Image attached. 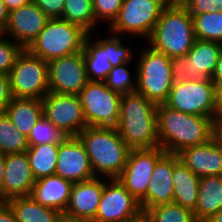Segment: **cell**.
Here are the masks:
<instances>
[{
	"label": "cell",
	"mask_w": 222,
	"mask_h": 222,
	"mask_svg": "<svg viewBox=\"0 0 222 222\" xmlns=\"http://www.w3.org/2000/svg\"><path fill=\"white\" fill-rule=\"evenodd\" d=\"M58 222H95L93 219L71 215L67 212H62L59 215Z\"/></svg>",
	"instance_id": "obj_44"
},
{
	"label": "cell",
	"mask_w": 222,
	"mask_h": 222,
	"mask_svg": "<svg viewBox=\"0 0 222 222\" xmlns=\"http://www.w3.org/2000/svg\"><path fill=\"white\" fill-rule=\"evenodd\" d=\"M5 113L14 126L28 137L34 125L43 116L42 99L13 97Z\"/></svg>",
	"instance_id": "obj_25"
},
{
	"label": "cell",
	"mask_w": 222,
	"mask_h": 222,
	"mask_svg": "<svg viewBox=\"0 0 222 222\" xmlns=\"http://www.w3.org/2000/svg\"><path fill=\"white\" fill-rule=\"evenodd\" d=\"M87 126L116 127L120 118L122 95L105 82L89 81L78 94Z\"/></svg>",
	"instance_id": "obj_8"
},
{
	"label": "cell",
	"mask_w": 222,
	"mask_h": 222,
	"mask_svg": "<svg viewBox=\"0 0 222 222\" xmlns=\"http://www.w3.org/2000/svg\"><path fill=\"white\" fill-rule=\"evenodd\" d=\"M29 147L27 137L23 135L9 119L6 113L0 114V153H22Z\"/></svg>",
	"instance_id": "obj_30"
},
{
	"label": "cell",
	"mask_w": 222,
	"mask_h": 222,
	"mask_svg": "<svg viewBox=\"0 0 222 222\" xmlns=\"http://www.w3.org/2000/svg\"><path fill=\"white\" fill-rule=\"evenodd\" d=\"M9 75L12 96L42 99L49 92L48 62L23 49Z\"/></svg>",
	"instance_id": "obj_7"
},
{
	"label": "cell",
	"mask_w": 222,
	"mask_h": 222,
	"mask_svg": "<svg viewBox=\"0 0 222 222\" xmlns=\"http://www.w3.org/2000/svg\"><path fill=\"white\" fill-rule=\"evenodd\" d=\"M148 40L170 58L187 55L195 41L192 15L183 5L166 6Z\"/></svg>",
	"instance_id": "obj_4"
},
{
	"label": "cell",
	"mask_w": 222,
	"mask_h": 222,
	"mask_svg": "<svg viewBox=\"0 0 222 222\" xmlns=\"http://www.w3.org/2000/svg\"><path fill=\"white\" fill-rule=\"evenodd\" d=\"M118 36L114 34L107 38V56L113 67L129 63L133 58L131 50L122 45V41Z\"/></svg>",
	"instance_id": "obj_36"
},
{
	"label": "cell",
	"mask_w": 222,
	"mask_h": 222,
	"mask_svg": "<svg viewBox=\"0 0 222 222\" xmlns=\"http://www.w3.org/2000/svg\"><path fill=\"white\" fill-rule=\"evenodd\" d=\"M165 154L160 146L150 149H130L127 163L117 179L138 202L147 194L155 165Z\"/></svg>",
	"instance_id": "obj_13"
},
{
	"label": "cell",
	"mask_w": 222,
	"mask_h": 222,
	"mask_svg": "<svg viewBox=\"0 0 222 222\" xmlns=\"http://www.w3.org/2000/svg\"><path fill=\"white\" fill-rule=\"evenodd\" d=\"M146 213L151 222H197L192 210L175 203L153 206Z\"/></svg>",
	"instance_id": "obj_32"
},
{
	"label": "cell",
	"mask_w": 222,
	"mask_h": 222,
	"mask_svg": "<svg viewBox=\"0 0 222 222\" xmlns=\"http://www.w3.org/2000/svg\"><path fill=\"white\" fill-rule=\"evenodd\" d=\"M35 179L26 152L5 154L2 202L31 195Z\"/></svg>",
	"instance_id": "obj_18"
},
{
	"label": "cell",
	"mask_w": 222,
	"mask_h": 222,
	"mask_svg": "<svg viewBox=\"0 0 222 222\" xmlns=\"http://www.w3.org/2000/svg\"><path fill=\"white\" fill-rule=\"evenodd\" d=\"M183 6L190 14L222 12V0H185Z\"/></svg>",
	"instance_id": "obj_38"
},
{
	"label": "cell",
	"mask_w": 222,
	"mask_h": 222,
	"mask_svg": "<svg viewBox=\"0 0 222 222\" xmlns=\"http://www.w3.org/2000/svg\"><path fill=\"white\" fill-rule=\"evenodd\" d=\"M165 104L180 112L214 119L216 86L210 79L173 83Z\"/></svg>",
	"instance_id": "obj_11"
},
{
	"label": "cell",
	"mask_w": 222,
	"mask_h": 222,
	"mask_svg": "<svg viewBox=\"0 0 222 222\" xmlns=\"http://www.w3.org/2000/svg\"><path fill=\"white\" fill-rule=\"evenodd\" d=\"M149 47L139 56L136 91L156 105L165 104L173 87L171 58Z\"/></svg>",
	"instance_id": "obj_6"
},
{
	"label": "cell",
	"mask_w": 222,
	"mask_h": 222,
	"mask_svg": "<svg viewBox=\"0 0 222 222\" xmlns=\"http://www.w3.org/2000/svg\"><path fill=\"white\" fill-rule=\"evenodd\" d=\"M222 209V176L200 178L196 208L193 211L197 222H205Z\"/></svg>",
	"instance_id": "obj_24"
},
{
	"label": "cell",
	"mask_w": 222,
	"mask_h": 222,
	"mask_svg": "<svg viewBox=\"0 0 222 222\" xmlns=\"http://www.w3.org/2000/svg\"><path fill=\"white\" fill-rule=\"evenodd\" d=\"M9 13L10 12L5 6V3L3 2V0H0V34H2L3 30L5 29L7 25Z\"/></svg>",
	"instance_id": "obj_45"
},
{
	"label": "cell",
	"mask_w": 222,
	"mask_h": 222,
	"mask_svg": "<svg viewBox=\"0 0 222 222\" xmlns=\"http://www.w3.org/2000/svg\"><path fill=\"white\" fill-rule=\"evenodd\" d=\"M103 190L104 181L98 177L74 183L65 212L94 220Z\"/></svg>",
	"instance_id": "obj_21"
},
{
	"label": "cell",
	"mask_w": 222,
	"mask_h": 222,
	"mask_svg": "<svg viewBox=\"0 0 222 222\" xmlns=\"http://www.w3.org/2000/svg\"><path fill=\"white\" fill-rule=\"evenodd\" d=\"M124 222H151L149 215L144 212L141 211L137 216H135L134 218L125 220Z\"/></svg>",
	"instance_id": "obj_49"
},
{
	"label": "cell",
	"mask_w": 222,
	"mask_h": 222,
	"mask_svg": "<svg viewBox=\"0 0 222 222\" xmlns=\"http://www.w3.org/2000/svg\"><path fill=\"white\" fill-rule=\"evenodd\" d=\"M195 39L222 44V12L191 14Z\"/></svg>",
	"instance_id": "obj_29"
},
{
	"label": "cell",
	"mask_w": 222,
	"mask_h": 222,
	"mask_svg": "<svg viewBox=\"0 0 222 222\" xmlns=\"http://www.w3.org/2000/svg\"><path fill=\"white\" fill-rule=\"evenodd\" d=\"M91 41L89 33L84 41L83 57L89 81L104 82L108 73L113 68L107 56V38Z\"/></svg>",
	"instance_id": "obj_26"
},
{
	"label": "cell",
	"mask_w": 222,
	"mask_h": 222,
	"mask_svg": "<svg viewBox=\"0 0 222 222\" xmlns=\"http://www.w3.org/2000/svg\"><path fill=\"white\" fill-rule=\"evenodd\" d=\"M68 135L60 128H56L49 120L42 116L32 128L27 140L29 146L38 144H60Z\"/></svg>",
	"instance_id": "obj_33"
},
{
	"label": "cell",
	"mask_w": 222,
	"mask_h": 222,
	"mask_svg": "<svg viewBox=\"0 0 222 222\" xmlns=\"http://www.w3.org/2000/svg\"><path fill=\"white\" fill-rule=\"evenodd\" d=\"M116 128L130 149L160 146L157 136V105L137 91L122 95Z\"/></svg>",
	"instance_id": "obj_2"
},
{
	"label": "cell",
	"mask_w": 222,
	"mask_h": 222,
	"mask_svg": "<svg viewBox=\"0 0 222 222\" xmlns=\"http://www.w3.org/2000/svg\"><path fill=\"white\" fill-rule=\"evenodd\" d=\"M173 154L166 153L155 165L150 179L147 194L139 201L141 210L146 212L149 208L173 203Z\"/></svg>",
	"instance_id": "obj_20"
},
{
	"label": "cell",
	"mask_w": 222,
	"mask_h": 222,
	"mask_svg": "<svg viewBox=\"0 0 222 222\" xmlns=\"http://www.w3.org/2000/svg\"><path fill=\"white\" fill-rule=\"evenodd\" d=\"M32 0H3L8 11L11 12L23 5L29 4Z\"/></svg>",
	"instance_id": "obj_46"
},
{
	"label": "cell",
	"mask_w": 222,
	"mask_h": 222,
	"mask_svg": "<svg viewBox=\"0 0 222 222\" xmlns=\"http://www.w3.org/2000/svg\"><path fill=\"white\" fill-rule=\"evenodd\" d=\"M55 175L73 184L95 178L88 154L77 136H68L59 144Z\"/></svg>",
	"instance_id": "obj_16"
},
{
	"label": "cell",
	"mask_w": 222,
	"mask_h": 222,
	"mask_svg": "<svg viewBox=\"0 0 222 222\" xmlns=\"http://www.w3.org/2000/svg\"><path fill=\"white\" fill-rule=\"evenodd\" d=\"M42 105L43 116L68 136H77L87 127L78 95L48 92Z\"/></svg>",
	"instance_id": "obj_12"
},
{
	"label": "cell",
	"mask_w": 222,
	"mask_h": 222,
	"mask_svg": "<svg viewBox=\"0 0 222 222\" xmlns=\"http://www.w3.org/2000/svg\"><path fill=\"white\" fill-rule=\"evenodd\" d=\"M210 80L215 86L222 84V51L220 52L218 62Z\"/></svg>",
	"instance_id": "obj_43"
},
{
	"label": "cell",
	"mask_w": 222,
	"mask_h": 222,
	"mask_svg": "<svg viewBox=\"0 0 222 222\" xmlns=\"http://www.w3.org/2000/svg\"><path fill=\"white\" fill-rule=\"evenodd\" d=\"M4 167H5V154L0 153V202H2Z\"/></svg>",
	"instance_id": "obj_48"
},
{
	"label": "cell",
	"mask_w": 222,
	"mask_h": 222,
	"mask_svg": "<svg viewBox=\"0 0 222 222\" xmlns=\"http://www.w3.org/2000/svg\"><path fill=\"white\" fill-rule=\"evenodd\" d=\"M59 144L29 146L26 154L35 181L55 175Z\"/></svg>",
	"instance_id": "obj_28"
},
{
	"label": "cell",
	"mask_w": 222,
	"mask_h": 222,
	"mask_svg": "<svg viewBox=\"0 0 222 222\" xmlns=\"http://www.w3.org/2000/svg\"><path fill=\"white\" fill-rule=\"evenodd\" d=\"M166 6H182L185 0H161Z\"/></svg>",
	"instance_id": "obj_50"
},
{
	"label": "cell",
	"mask_w": 222,
	"mask_h": 222,
	"mask_svg": "<svg viewBox=\"0 0 222 222\" xmlns=\"http://www.w3.org/2000/svg\"><path fill=\"white\" fill-rule=\"evenodd\" d=\"M177 155L179 160L200 178L222 176V148L214 137L204 144L185 148Z\"/></svg>",
	"instance_id": "obj_19"
},
{
	"label": "cell",
	"mask_w": 222,
	"mask_h": 222,
	"mask_svg": "<svg viewBox=\"0 0 222 222\" xmlns=\"http://www.w3.org/2000/svg\"><path fill=\"white\" fill-rule=\"evenodd\" d=\"M23 48L0 34V74L8 75Z\"/></svg>",
	"instance_id": "obj_35"
},
{
	"label": "cell",
	"mask_w": 222,
	"mask_h": 222,
	"mask_svg": "<svg viewBox=\"0 0 222 222\" xmlns=\"http://www.w3.org/2000/svg\"><path fill=\"white\" fill-rule=\"evenodd\" d=\"M0 222H17L13 211L5 202H0Z\"/></svg>",
	"instance_id": "obj_42"
},
{
	"label": "cell",
	"mask_w": 222,
	"mask_h": 222,
	"mask_svg": "<svg viewBox=\"0 0 222 222\" xmlns=\"http://www.w3.org/2000/svg\"><path fill=\"white\" fill-rule=\"evenodd\" d=\"M50 19L61 18L65 0H32Z\"/></svg>",
	"instance_id": "obj_39"
},
{
	"label": "cell",
	"mask_w": 222,
	"mask_h": 222,
	"mask_svg": "<svg viewBox=\"0 0 222 222\" xmlns=\"http://www.w3.org/2000/svg\"><path fill=\"white\" fill-rule=\"evenodd\" d=\"M214 122H222V84L216 86V105Z\"/></svg>",
	"instance_id": "obj_41"
},
{
	"label": "cell",
	"mask_w": 222,
	"mask_h": 222,
	"mask_svg": "<svg viewBox=\"0 0 222 222\" xmlns=\"http://www.w3.org/2000/svg\"><path fill=\"white\" fill-rule=\"evenodd\" d=\"M61 19L77 24L91 33L96 24L92 0H65Z\"/></svg>",
	"instance_id": "obj_31"
},
{
	"label": "cell",
	"mask_w": 222,
	"mask_h": 222,
	"mask_svg": "<svg viewBox=\"0 0 222 222\" xmlns=\"http://www.w3.org/2000/svg\"><path fill=\"white\" fill-rule=\"evenodd\" d=\"M166 5L161 0H123L118 16L109 28L117 35L130 33L149 39Z\"/></svg>",
	"instance_id": "obj_10"
},
{
	"label": "cell",
	"mask_w": 222,
	"mask_h": 222,
	"mask_svg": "<svg viewBox=\"0 0 222 222\" xmlns=\"http://www.w3.org/2000/svg\"><path fill=\"white\" fill-rule=\"evenodd\" d=\"M88 34L77 24L61 18L49 19L27 50L49 62L82 51Z\"/></svg>",
	"instance_id": "obj_5"
},
{
	"label": "cell",
	"mask_w": 222,
	"mask_h": 222,
	"mask_svg": "<svg viewBox=\"0 0 222 222\" xmlns=\"http://www.w3.org/2000/svg\"><path fill=\"white\" fill-rule=\"evenodd\" d=\"M205 222H222V209L218 211L216 214L212 215Z\"/></svg>",
	"instance_id": "obj_51"
},
{
	"label": "cell",
	"mask_w": 222,
	"mask_h": 222,
	"mask_svg": "<svg viewBox=\"0 0 222 222\" xmlns=\"http://www.w3.org/2000/svg\"><path fill=\"white\" fill-rule=\"evenodd\" d=\"M123 0H92L96 22L106 20L110 25L118 16Z\"/></svg>",
	"instance_id": "obj_37"
},
{
	"label": "cell",
	"mask_w": 222,
	"mask_h": 222,
	"mask_svg": "<svg viewBox=\"0 0 222 222\" xmlns=\"http://www.w3.org/2000/svg\"><path fill=\"white\" fill-rule=\"evenodd\" d=\"M49 92L78 95L89 82L83 52L48 62Z\"/></svg>",
	"instance_id": "obj_14"
},
{
	"label": "cell",
	"mask_w": 222,
	"mask_h": 222,
	"mask_svg": "<svg viewBox=\"0 0 222 222\" xmlns=\"http://www.w3.org/2000/svg\"><path fill=\"white\" fill-rule=\"evenodd\" d=\"M17 222H58L60 212L38 204L30 195L5 201Z\"/></svg>",
	"instance_id": "obj_27"
},
{
	"label": "cell",
	"mask_w": 222,
	"mask_h": 222,
	"mask_svg": "<svg viewBox=\"0 0 222 222\" xmlns=\"http://www.w3.org/2000/svg\"><path fill=\"white\" fill-rule=\"evenodd\" d=\"M50 18L33 2L9 13L2 35L8 34L23 49H27Z\"/></svg>",
	"instance_id": "obj_17"
},
{
	"label": "cell",
	"mask_w": 222,
	"mask_h": 222,
	"mask_svg": "<svg viewBox=\"0 0 222 222\" xmlns=\"http://www.w3.org/2000/svg\"><path fill=\"white\" fill-rule=\"evenodd\" d=\"M173 203L182 207L195 210L199 193L200 177L193 174L178 158L173 154Z\"/></svg>",
	"instance_id": "obj_23"
},
{
	"label": "cell",
	"mask_w": 222,
	"mask_h": 222,
	"mask_svg": "<svg viewBox=\"0 0 222 222\" xmlns=\"http://www.w3.org/2000/svg\"><path fill=\"white\" fill-rule=\"evenodd\" d=\"M12 98L9 75L0 74V114L5 113Z\"/></svg>",
	"instance_id": "obj_40"
},
{
	"label": "cell",
	"mask_w": 222,
	"mask_h": 222,
	"mask_svg": "<svg viewBox=\"0 0 222 222\" xmlns=\"http://www.w3.org/2000/svg\"><path fill=\"white\" fill-rule=\"evenodd\" d=\"M124 63L118 66L113 67L105 79L106 86L114 92H117L121 95L134 92L137 89V77L136 83L131 81V76L129 70Z\"/></svg>",
	"instance_id": "obj_34"
},
{
	"label": "cell",
	"mask_w": 222,
	"mask_h": 222,
	"mask_svg": "<svg viewBox=\"0 0 222 222\" xmlns=\"http://www.w3.org/2000/svg\"><path fill=\"white\" fill-rule=\"evenodd\" d=\"M139 202L117 179L104 181V190L95 215V222H124L141 212Z\"/></svg>",
	"instance_id": "obj_15"
},
{
	"label": "cell",
	"mask_w": 222,
	"mask_h": 222,
	"mask_svg": "<svg viewBox=\"0 0 222 222\" xmlns=\"http://www.w3.org/2000/svg\"><path fill=\"white\" fill-rule=\"evenodd\" d=\"M157 136L160 147L169 154L201 145L214 137V119L187 114L157 105Z\"/></svg>",
	"instance_id": "obj_1"
},
{
	"label": "cell",
	"mask_w": 222,
	"mask_h": 222,
	"mask_svg": "<svg viewBox=\"0 0 222 222\" xmlns=\"http://www.w3.org/2000/svg\"><path fill=\"white\" fill-rule=\"evenodd\" d=\"M214 138L222 148V122H214Z\"/></svg>",
	"instance_id": "obj_47"
},
{
	"label": "cell",
	"mask_w": 222,
	"mask_h": 222,
	"mask_svg": "<svg viewBox=\"0 0 222 222\" xmlns=\"http://www.w3.org/2000/svg\"><path fill=\"white\" fill-rule=\"evenodd\" d=\"M73 183L58 175H51L35 181L31 197L40 205L62 213L69 203Z\"/></svg>",
	"instance_id": "obj_22"
},
{
	"label": "cell",
	"mask_w": 222,
	"mask_h": 222,
	"mask_svg": "<svg viewBox=\"0 0 222 222\" xmlns=\"http://www.w3.org/2000/svg\"><path fill=\"white\" fill-rule=\"evenodd\" d=\"M221 51V43L195 39L187 55L171 58L173 83L210 79Z\"/></svg>",
	"instance_id": "obj_9"
},
{
	"label": "cell",
	"mask_w": 222,
	"mask_h": 222,
	"mask_svg": "<svg viewBox=\"0 0 222 222\" xmlns=\"http://www.w3.org/2000/svg\"><path fill=\"white\" fill-rule=\"evenodd\" d=\"M77 137L85 147L95 177L98 172L108 179L121 175L130 148L116 127L87 126Z\"/></svg>",
	"instance_id": "obj_3"
}]
</instances>
